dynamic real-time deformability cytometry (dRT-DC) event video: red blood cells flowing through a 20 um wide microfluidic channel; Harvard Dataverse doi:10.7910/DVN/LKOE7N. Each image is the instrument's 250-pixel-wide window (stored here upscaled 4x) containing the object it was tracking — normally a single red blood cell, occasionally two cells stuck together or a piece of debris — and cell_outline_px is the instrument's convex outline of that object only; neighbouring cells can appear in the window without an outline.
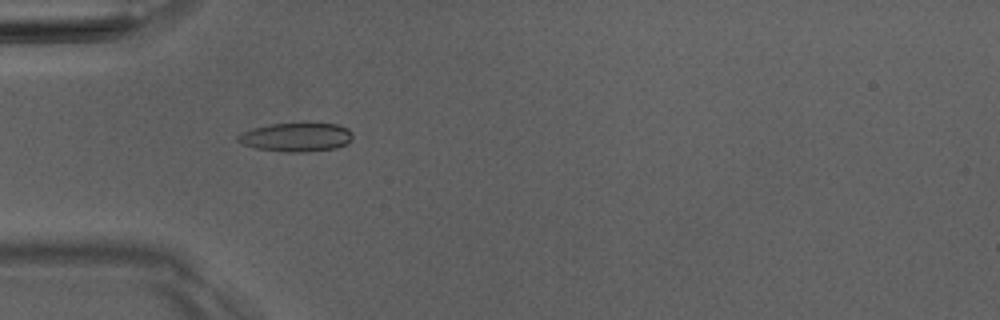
{"species": "Egyptian fruit bat (a non-hibernating species)", "species_latin": "Rousettus aegyptiacus", "temperature_condition": "room temperature", "stored_images_in_passage": 5, "camera_frame_rate_fps": 3000, "um_per_image_px": 0.085, "animal": {"sex": "male"}, "frame": {"image": 1, "passage_image": 4, "time_ms": 4.333, "image_size_px": [1000, 320], "cell_outline_px": [[352, 140], [348, 144], [336, 148], [308, 152], [284, 152], [256, 148], [244, 144], [236, 140], [236, 136], [252, 128], [272, 124], [304, 120], [336, 124], [348, 128], [352, 132]], "centroid_in_image_um": [25.24, 11.62], "position_along_channel_um": 59.8, "area_um2": 20.11}}